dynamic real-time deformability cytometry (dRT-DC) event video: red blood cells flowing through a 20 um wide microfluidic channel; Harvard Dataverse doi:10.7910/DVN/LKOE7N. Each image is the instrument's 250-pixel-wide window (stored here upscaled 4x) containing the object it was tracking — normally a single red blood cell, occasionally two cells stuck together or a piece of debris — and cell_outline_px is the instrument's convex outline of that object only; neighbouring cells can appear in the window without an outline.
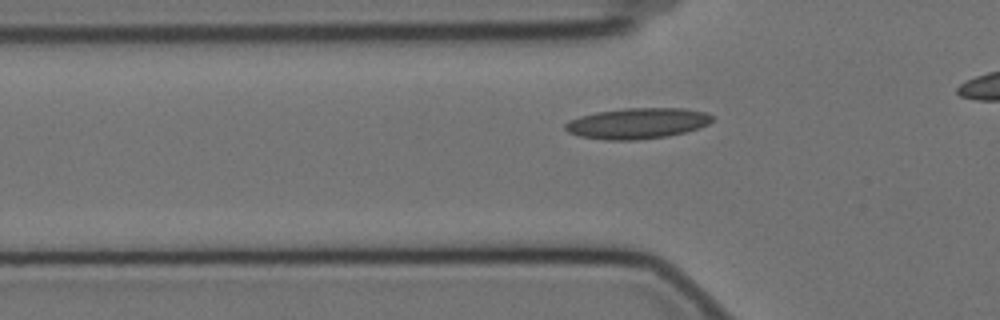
{"species": "Egyptian fruit bat (a non-hibernating species)", "species_latin": "Rousettus aegyptiacus", "temperature_condition": "cold", "stored_images_in_passage": 37, "camera_frame_rate_fps": 3000, "um_per_image_px": 0.085, "animal": {"sex": "female"}, "frame": {"image": 1, "passage_image": 11, "time_ms": 3.333, "image_size_px": [1000, 320], "cell_outline_px": [[716, 116], [708, 124], [700, 128], [668, 136], [636, 140], [604, 140], [580, 136], [568, 132], [564, 128], [564, 124], [568, 120], [580, 116], [596, 112], [624, 108], [684, 108], [704, 112]], "centroid_in_image_um": [54.17, 10.48], "position_along_channel_um": 71.6, "area_um2": 26.53}}
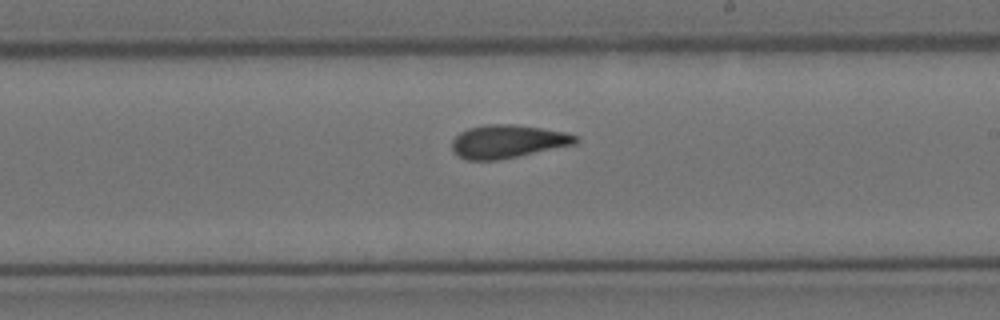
{"frame": {"image": 2, "passage_image": 26, "time_ms": 8.333, "image_size_px": [1000, 320], "cell_outline_px": [[580, 140], [576, 144], [496, 160], [468, 160], [456, 156], [452, 152], [452, 140], [460, 132], [468, 128], [488, 124], [512, 124], [540, 128], [564, 132], [576, 136]], "centroid_in_image_um": [43.11, 12.02], "position_along_channel_um": 245.9, "area_um2": 23.76}}
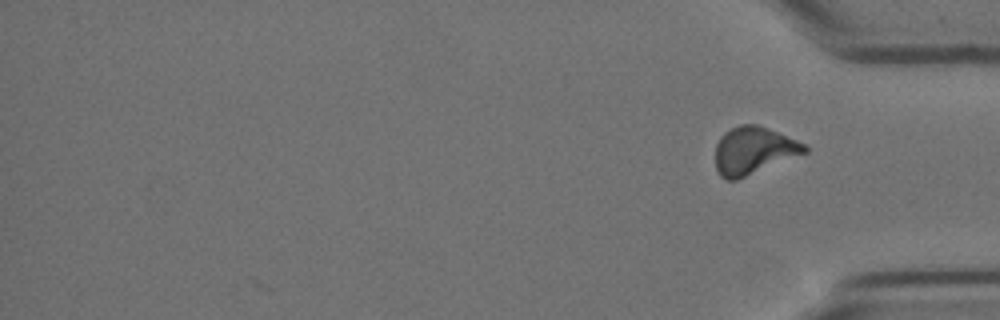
{"frame": {"image": 3, "passage_image": 37, "time_ms": 12.0, "image_size_px": [1000, 320], "cell_outline_px": [[808, 152], [736, 180], [724, 180], [720, 176], [716, 168], [716, 144], [720, 136], [724, 132], [740, 124], [756, 124], [796, 140], [804, 144], [808, 148]], "centroid_in_image_um": [64.02, 12.81], "position_along_channel_um": 371.2, "area_um2": 24.45}, "authors_computed_cell_mechanics": {"area_um2": 23.987, "velocity_mm_per_s": 3.4748, "shape_relaxation_time_tau1_ms": 7.6481, "shape_relaxation_time_tau2_ms": 2.7069, "deformation_change_tau1": 0.171, "deformation_change_tau2": 0.0935}}